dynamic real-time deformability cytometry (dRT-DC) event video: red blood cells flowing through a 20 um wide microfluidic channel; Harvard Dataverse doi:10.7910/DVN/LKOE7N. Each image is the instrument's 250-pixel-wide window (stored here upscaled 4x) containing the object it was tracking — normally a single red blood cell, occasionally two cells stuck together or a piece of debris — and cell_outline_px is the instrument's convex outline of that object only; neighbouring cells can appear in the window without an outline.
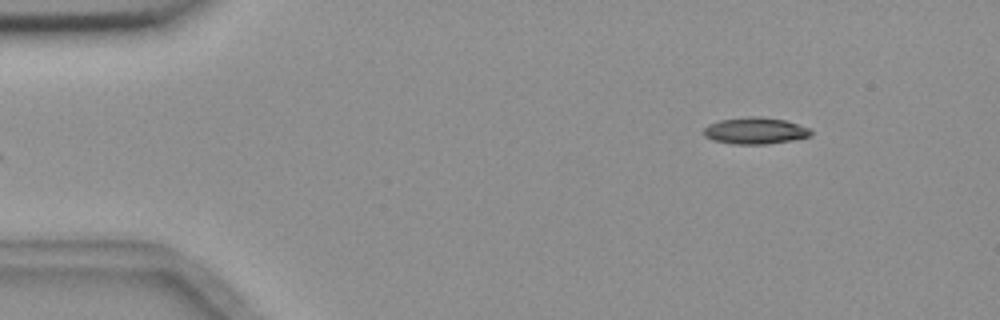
{"species": "common noctule bat (a hibernating species)", "species_latin": "Nyctalus noctula", "temperature_condition": "room temperature", "stored_images_in_passage": 6, "camera_frame_rate_fps": 3000, "um_per_image_px": 0.085, "animal": {"sex": "female", "body_mass_g": 18.4}, "frame": {"image": 1, "passage_image": 6, "time_ms": 5.667, "image_size_px": [1000, 320], "cell_outline_px": [[812, 136], [792, 140], [768, 144], [732, 144], [712, 140], [704, 136], [700, 132], [708, 124], [720, 120], [748, 116], [760, 116], [784, 120], [812, 128]], "centroid_in_image_um": [64.18, 11.11], "position_along_channel_um": 20.8, "area_um2": 16.94}}